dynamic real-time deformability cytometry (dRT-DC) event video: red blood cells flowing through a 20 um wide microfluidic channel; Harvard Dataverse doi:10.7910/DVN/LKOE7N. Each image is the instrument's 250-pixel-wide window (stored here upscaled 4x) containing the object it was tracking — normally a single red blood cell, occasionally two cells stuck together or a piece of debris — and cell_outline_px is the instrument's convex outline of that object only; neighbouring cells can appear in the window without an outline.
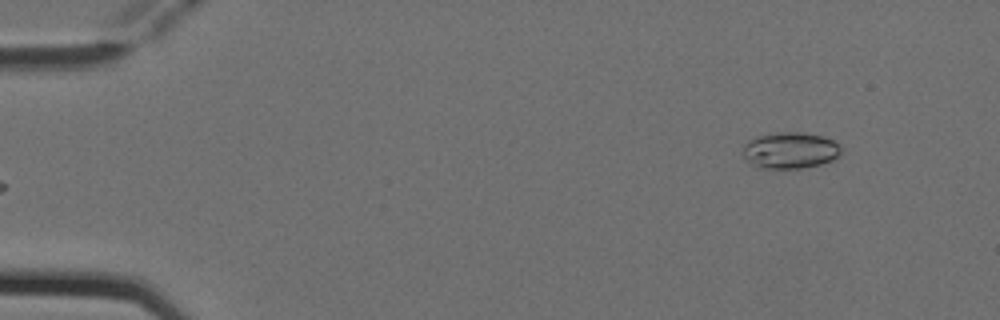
{"species": "Egyptian fruit bat (a non-hibernating species)", "species_latin": "Rousettus aegyptiacus", "temperature_condition": "cold", "stored_images_in_passage": 5, "camera_frame_rate_fps": 3000, "um_per_image_px": 0.085, "animal": {"sex": "female"}, "frame": {"image": 1, "passage_image": 5, "time_ms": 1.333, "image_size_px": [1000, 320], "cell_outline_px": [[840, 152], [832, 160], [820, 164], [800, 168], [760, 168], [752, 164], [744, 156], [744, 144], [748, 140], [756, 136], [776, 132], [800, 132], [824, 136], [840, 144]], "centroid_in_image_um": [67.15, 12.76], "position_along_channel_um": 17.8, "area_um2": 20.69}}